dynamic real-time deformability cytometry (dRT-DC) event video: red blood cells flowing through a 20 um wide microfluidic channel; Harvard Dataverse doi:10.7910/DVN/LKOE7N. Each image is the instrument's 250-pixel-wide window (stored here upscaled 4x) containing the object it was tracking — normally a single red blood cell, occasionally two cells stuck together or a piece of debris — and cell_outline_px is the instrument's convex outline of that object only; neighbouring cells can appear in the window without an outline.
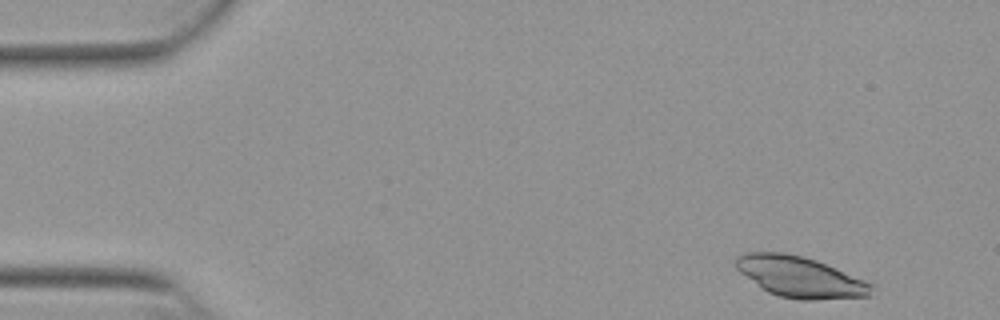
{"species": "Egyptian fruit bat (a non-hibernating species)", "species_latin": "Rousettus aegyptiacus", "temperature_condition": "warm", "stored_images_in_passage": 14, "camera_frame_rate_fps": 3000, "um_per_image_px": 0.085, "animal": {"sex": "female"}, "frame": {"image": 1, "passage_image": 2, "time_ms": 0.333, "image_size_px": [1000, 320], "cell_outline_px": [[872, 296], [816, 300], [800, 300], [780, 296], [768, 292], [740, 272], [736, 268], [736, 256], [744, 252], [784, 252], [804, 256], [816, 260], [836, 268], [864, 280], [872, 284]], "centroid_in_image_um": [68.01, 23.53], "position_along_channel_um": 17.0, "area_um2": 32.19}}
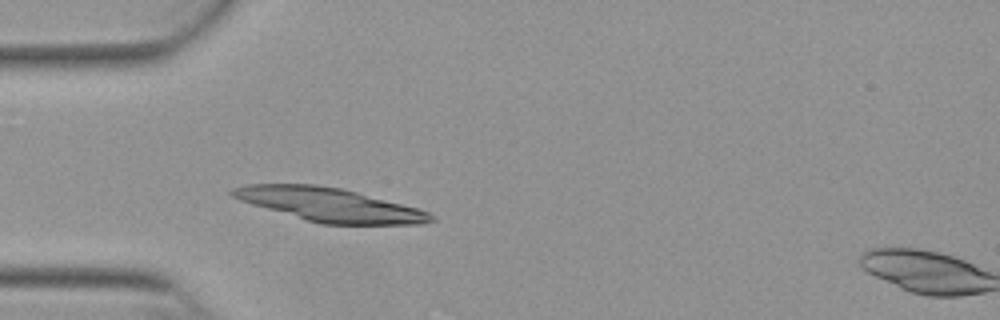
{"frame": {"image": 2, "passage_image": 13, "time_ms": 4.0, "image_size_px": [1000, 320], "cell_outline_px": [[436, 220], [420, 224], [320, 224], [252, 204], [240, 200], [232, 196], [228, 192], [232, 188], [248, 184], [316, 184], [340, 188], [356, 192], [416, 208], [428, 212], [436, 216]], "centroid_in_image_um": [27.99, 17.4], "position_along_channel_um": 57.0, "area_um2": 38.32}}